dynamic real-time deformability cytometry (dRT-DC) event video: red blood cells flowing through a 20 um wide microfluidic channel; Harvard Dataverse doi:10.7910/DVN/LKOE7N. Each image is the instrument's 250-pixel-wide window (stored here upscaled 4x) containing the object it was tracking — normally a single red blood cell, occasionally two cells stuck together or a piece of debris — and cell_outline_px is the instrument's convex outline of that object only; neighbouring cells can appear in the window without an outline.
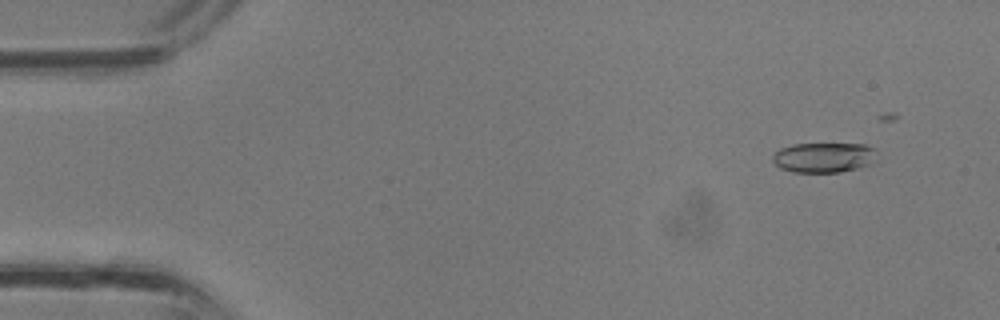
{"species": "common noctule bat (a hibernating species)", "species_latin": "Nyctalus noctula", "temperature_condition": "room temperature", "stored_images_in_passage": 12, "camera_frame_rate_fps": 3000, "um_per_image_px": 0.085, "animal": {"sex": "male", "body_mass_g": 13.3}, "frame": {"image": 1, "passage_image": 4, "time_ms": 1.0, "image_size_px": [1000, 320], "cell_outline_px": [[876, 160], [872, 164], [840, 172], [792, 172], [780, 168], [772, 160], [772, 156], [780, 148], [792, 144], [864, 144], [876, 148]], "centroid_in_image_um": [70.05, 13.38], "position_along_channel_um": 15.0, "area_um2": 18.38}}